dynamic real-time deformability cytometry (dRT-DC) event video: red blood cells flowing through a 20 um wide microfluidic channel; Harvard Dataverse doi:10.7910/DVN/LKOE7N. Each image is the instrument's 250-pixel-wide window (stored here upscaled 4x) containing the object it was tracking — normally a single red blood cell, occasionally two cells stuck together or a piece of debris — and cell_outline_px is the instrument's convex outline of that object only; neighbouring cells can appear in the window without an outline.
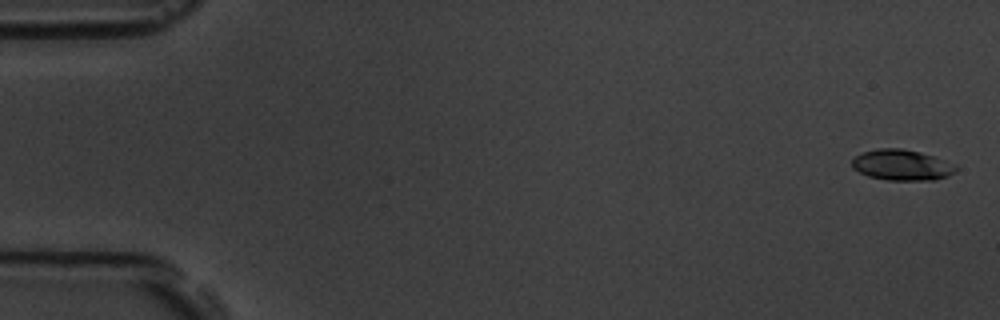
{"species": "common noctule bat (a hibernating species)", "species_latin": "Nyctalus noctula", "temperature_condition": "room temperature", "stored_images_in_passage": 8, "camera_frame_rate_fps": 3000, "um_per_image_px": 0.085, "animal": {"sex": "male", "body_mass_g": 19.5, "forearm_length_mm": 54.6}, "frame": {"image": 1, "passage_image": 1, "time_ms": 0.0, "image_size_px": [1000, 320], "cell_outline_px": [[956, 172], [948, 176], [936, 180], [888, 180], [868, 176], [852, 168], [852, 160], [856, 156], [864, 152], [876, 148], [900, 148], [920, 152], [956, 164]], "centroid_in_image_um": [76.67, 14.03], "position_along_channel_um": 8.3, "area_um2": 18.61}}
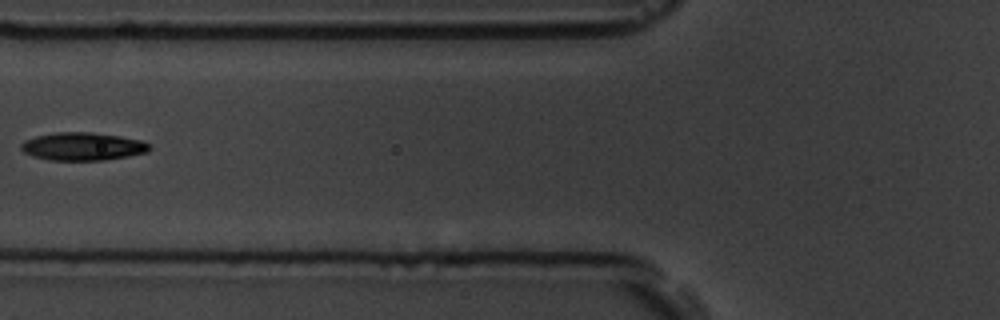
{"frame": {"image": 2, "passage_image": 7, "time_ms": 7.0, "image_size_px": [1000, 320], "cell_outline_px": [[152, 148], [148, 152], [128, 156], [104, 160], [48, 160], [32, 156], [24, 152], [20, 148], [20, 144], [24, 140], [36, 136], [56, 132], [92, 132], [120, 136], [140, 140], [148, 144]], "centroid_in_image_um": [7.01, 12.45], "position_along_channel_um": 118.8, "area_um2": 20.98}}
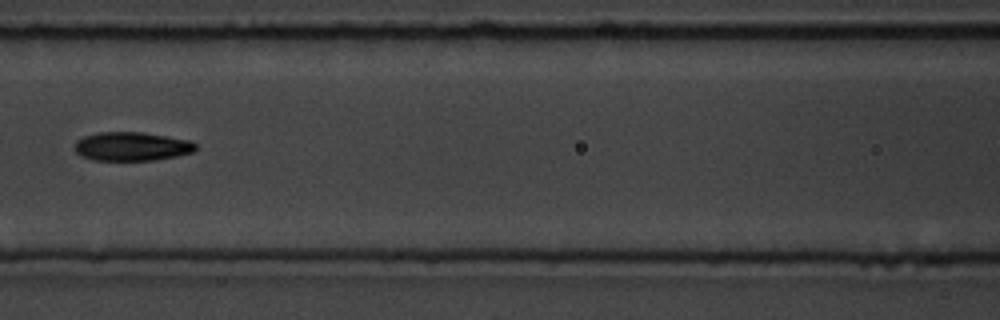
{"frame": {"image": 3, "passage_image": 8, "time_ms": 8.0, "image_size_px": [1000, 320], "cell_outline_px": [[196, 148], [192, 152], [176, 156], [152, 160], [92, 160], [80, 156], [72, 148], [76, 140], [84, 136], [100, 132], [140, 132], [192, 140], [196, 144]], "centroid_in_image_um": [11.15, 12.44], "position_along_channel_um": 155.4, "area_um2": 20.4}}